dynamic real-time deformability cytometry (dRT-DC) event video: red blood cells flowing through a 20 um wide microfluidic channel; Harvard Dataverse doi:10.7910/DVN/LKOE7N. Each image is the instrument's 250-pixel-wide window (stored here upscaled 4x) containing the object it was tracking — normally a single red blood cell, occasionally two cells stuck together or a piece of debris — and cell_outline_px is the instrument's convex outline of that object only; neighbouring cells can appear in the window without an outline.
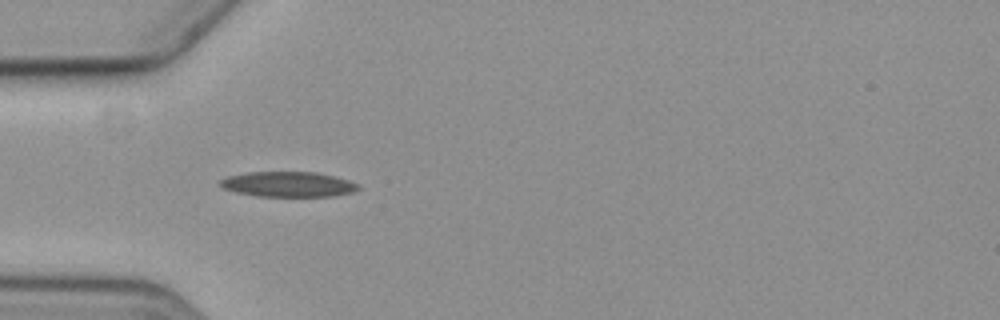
{"species": "common noctule bat (a hibernating species)", "species_latin": "Nyctalus noctula", "temperature_condition": "cold", "stored_images_in_passage": 5, "camera_frame_rate_fps": 3000, "um_per_image_px": 0.085, "animal": {"sex": "female", "body_mass_g": 19.3, "forearm_length_mm": 54.1}, "frame": {"image": 1, "passage_image": 4, "time_ms": 3.667, "image_size_px": [1000, 320], "cell_outline_px": [[360, 188], [352, 192], [332, 196], [256, 196], [236, 192], [220, 188], [216, 184], [220, 180], [228, 176], [248, 172], [316, 172], [348, 180], [360, 184]], "centroid_in_image_um": [24.44, 15.66], "position_along_channel_um": 60.6, "area_um2": 20.35}}
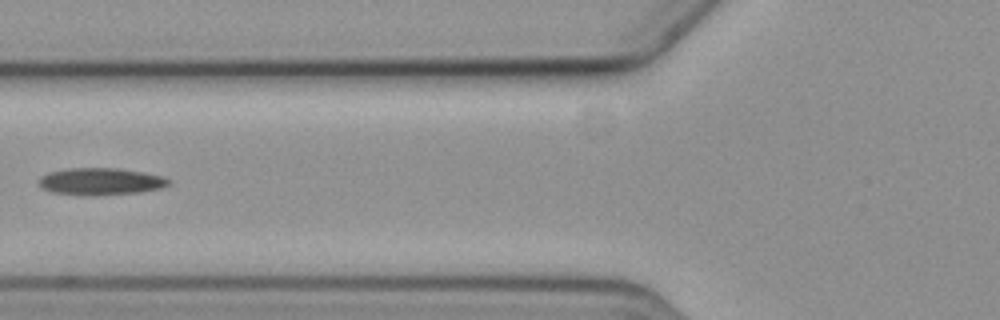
{"frame": {"image": 2, "passage_image": 5, "time_ms": 5.333, "image_size_px": [1000, 320], "cell_outline_px": [[172, 184], [160, 188], [140, 192], [92, 196], [52, 192], [40, 188], [36, 180], [40, 176], [48, 172], [68, 168], [116, 168], [144, 172], [160, 176], [172, 180]], "centroid_in_image_um": [8.52, 15.42], "position_along_channel_um": 117.3, "area_um2": 20.75}}